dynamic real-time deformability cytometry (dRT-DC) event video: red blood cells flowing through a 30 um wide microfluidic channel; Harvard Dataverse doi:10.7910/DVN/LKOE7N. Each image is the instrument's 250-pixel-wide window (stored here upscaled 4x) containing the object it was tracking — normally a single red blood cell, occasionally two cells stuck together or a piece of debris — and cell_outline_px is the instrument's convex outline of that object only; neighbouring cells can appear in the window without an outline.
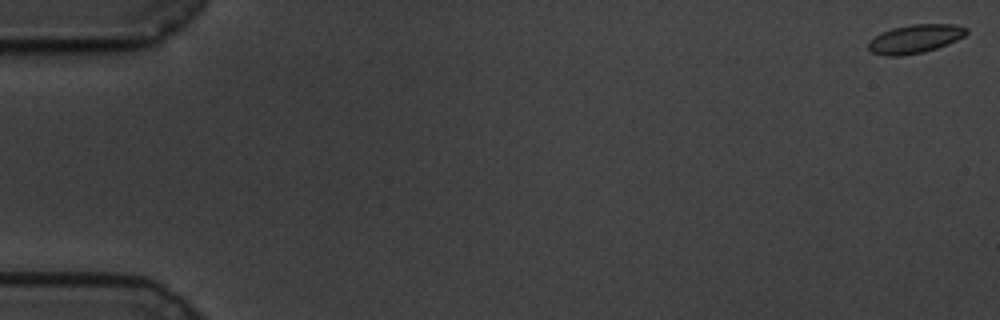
{"species": "common noctule bat (a hibernating species)", "species_latin": "Nyctalus noctula", "temperature_condition": "cold", "stored_images_in_passage": 60, "camera_frame_rate_fps": 3000, "um_per_image_px": 0.085, "animal": {"sex": "male", "body_mass_g": 19.5, "forearm_length_mm": 54.6}, "frame": {"image": 1, "passage_image": 1, "time_ms": 0.0, "image_size_px": [1000, 320], "cell_outline_px": [[968, 32], [964, 36], [948, 44], [924, 52], [900, 56], [884, 56], [872, 52], [868, 48], [868, 40], [880, 32], [892, 28], [912, 24], [956, 24], [968, 28]], "centroid_in_image_um": [77.76, 3.3], "position_along_channel_um": 7.2, "area_um2": 16.53}}
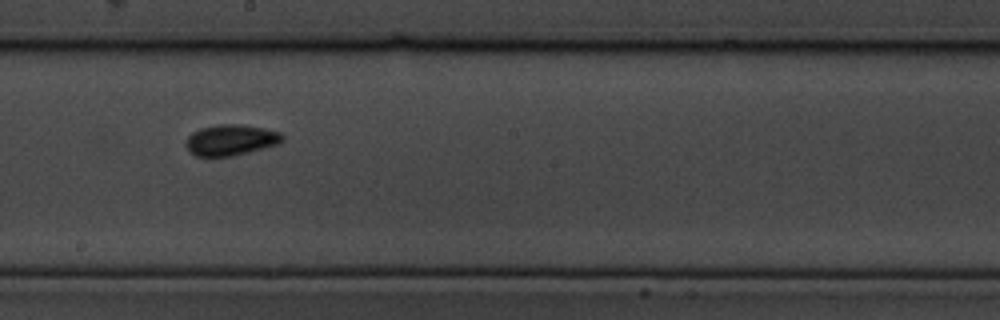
{"frame": {"image": 2, "passage_image": 34, "time_ms": 11.0, "image_size_px": [1000, 320], "cell_outline_px": [[284, 140], [276, 144], [248, 152], [232, 156], [196, 156], [188, 152], [184, 144], [188, 136], [192, 132], [200, 128], [220, 124], [240, 124], [264, 128], [280, 132], [284, 136]], "centroid_in_image_um": [19.57, 11.89], "position_along_channel_um": 228.6, "area_um2": 17.4}}
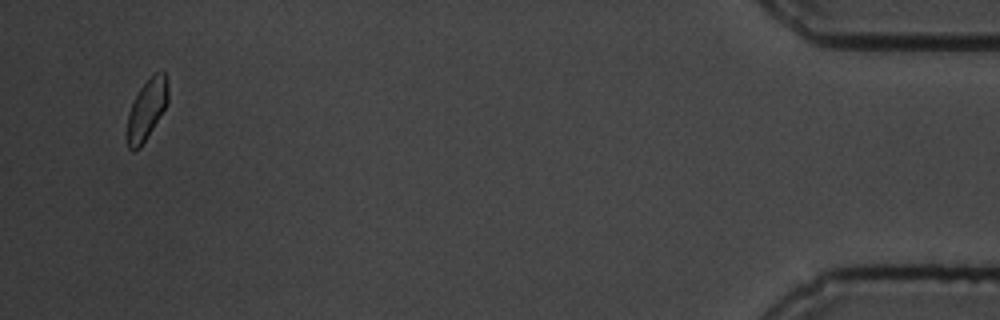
{"frame": {"image": 3, "passage_image": 58, "time_ms": 19.0, "image_size_px": [1000, 320], "cell_outline_px": [[168, 100], [164, 108], [140, 148], [132, 152], [128, 148], [128, 112], [140, 88], [156, 72], [164, 72], [168, 84]], "centroid_in_image_um": [12.47, 9.31], "position_along_channel_um": 422.7, "area_um2": 13.87}, "authors_computed_cell_mechanics": {"area_um2": 16.0395, "velocity_mm_per_s": 3.3883, "shape_relaxation_time_tau1_ms": 5.3869, "shape_relaxation_time_tau2_ms": 2.5589, "deformation_change_tau1": 0.0701, "deformation_change_tau2": 0.0612}}